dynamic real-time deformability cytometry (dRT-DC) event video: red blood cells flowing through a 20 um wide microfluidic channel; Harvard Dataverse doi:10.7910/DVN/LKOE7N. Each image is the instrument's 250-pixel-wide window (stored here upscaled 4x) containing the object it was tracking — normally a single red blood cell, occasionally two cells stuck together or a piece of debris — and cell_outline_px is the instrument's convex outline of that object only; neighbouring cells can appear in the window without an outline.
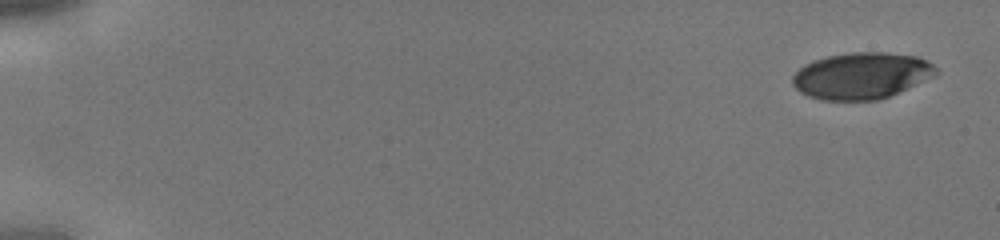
{"species": "human", "species_latin": "Homo sapiens", "temperature_condition": "cold", "stored_images_in_passage": 43, "camera_frame_rate_fps": 3000, "um_per_image_px": 0.085, "donor": {"sex": "male"}, "frame": {"image": 1, "passage_image": 1, "time_ms": 0.0, "image_size_px": [1000, 240], "cell_outline_px": [[940, 72], [936, 76], [880, 100], [820, 100], [808, 96], [800, 92], [792, 84], [792, 76], [804, 64], [812, 60], [828, 56], [848, 52], [888, 52], [916, 56], [928, 60]], "centroid_in_image_um": [73.24, 6.43], "position_along_channel_um": 11.8, "area_um2": 39.25}}
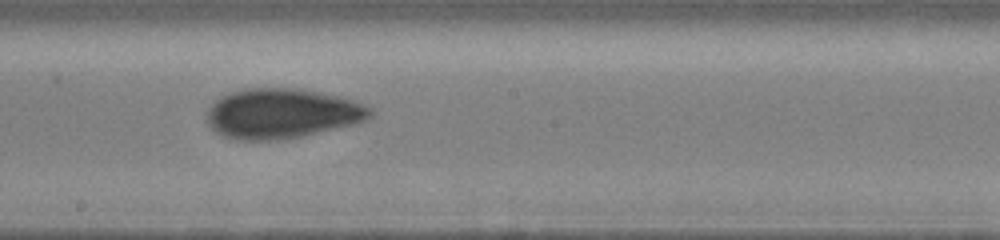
{"frame": {"image": 2, "passage_image": 25, "time_ms": 8.0, "image_size_px": [1000, 240], "cell_outline_px": [[372, 116], [368, 120], [352, 124], [300, 136], [280, 140], [236, 140], [224, 136], [216, 132], [208, 124], [204, 116], [208, 108], [216, 100], [232, 92], [244, 88], [300, 88], [320, 92], [352, 100], [372, 108]], "centroid_in_image_um": [23.93, 9.65], "position_along_channel_um": 224.3, "area_um2": 47.4}}
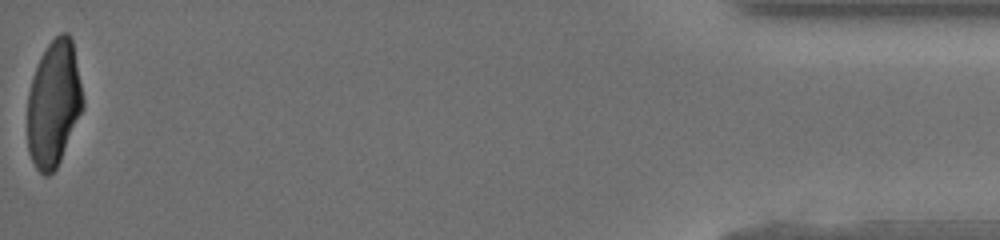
{"frame": {"image": 3, "passage_image": 43, "time_ms": 14.0, "image_size_px": [1000, 240], "cell_outline_px": [[84, 108], [60, 160], [56, 168], [48, 176], [44, 176], [36, 168], [28, 152], [28, 92], [32, 76], [40, 56], [48, 44], [60, 32], [68, 32], [72, 36], [84, 100]], "centroid_in_image_um": [4.58, 8.78], "position_along_channel_um": 430.6, "area_um2": 41.04}}